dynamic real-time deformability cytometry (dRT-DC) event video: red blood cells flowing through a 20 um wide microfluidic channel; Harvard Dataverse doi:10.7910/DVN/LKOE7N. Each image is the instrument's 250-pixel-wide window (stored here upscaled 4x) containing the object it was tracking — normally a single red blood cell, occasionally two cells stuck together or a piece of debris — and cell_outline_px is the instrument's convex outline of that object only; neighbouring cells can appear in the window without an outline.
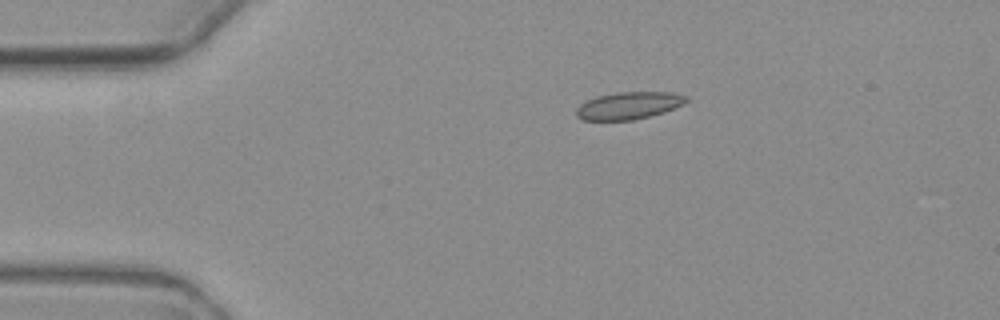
{"species": "common noctule bat (a hibernating species)", "species_latin": "Nyctalus noctula", "temperature_condition": "warm", "stored_images_in_passage": 2, "camera_frame_rate_fps": 3000, "um_per_image_px": 0.085, "animal": {"sex": "female", "body_mass_g": 19.3, "forearm_length_mm": 54.1}, "frame": {"image": 1, "passage_image": 1, "time_ms": 0.0, "image_size_px": [1000, 320], "cell_outline_px": [[688, 100], [684, 104], [664, 112], [632, 120], [584, 120], [576, 116], [576, 108], [580, 104], [596, 96], [620, 92], [672, 92], [688, 96]], "centroid_in_image_um": [53.45, 8.97], "position_along_channel_um": 31.5, "area_um2": 17.46}}